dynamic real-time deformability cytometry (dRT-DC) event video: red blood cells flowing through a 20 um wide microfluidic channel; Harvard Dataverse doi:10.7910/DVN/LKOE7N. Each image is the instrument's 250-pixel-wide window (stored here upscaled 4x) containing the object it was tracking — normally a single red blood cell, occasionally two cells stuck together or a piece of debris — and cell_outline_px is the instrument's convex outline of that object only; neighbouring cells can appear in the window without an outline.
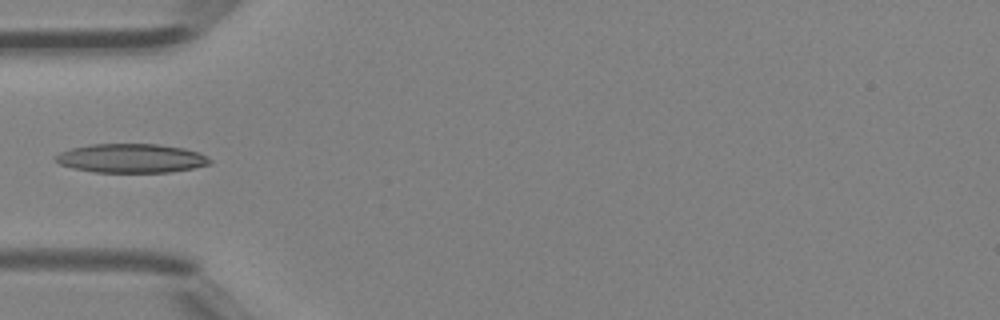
{"species": "Egyptian fruit bat (a non-hibernating species)", "species_latin": "Rousettus aegyptiacus", "temperature_condition": "room temperature", "stored_images_in_passage": 4, "camera_frame_rate_fps": 3000, "um_per_image_px": 0.085, "animal": {"sex": "female"}, "frame": {"image": 1, "passage_image": 4, "time_ms": 1.0, "image_size_px": [1000, 320], "cell_outline_px": [[212, 164], [192, 168], [168, 172], [92, 172], [72, 168], [60, 164], [56, 160], [56, 156], [60, 152], [72, 148], [92, 144], [156, 144], [184, 148], [200, 152], [208, 156], [212, 160]], "centroid_in_image_um": [11.2, 13.45], "position_along_channel_um": 73.8, "area_um2": 26.07}}